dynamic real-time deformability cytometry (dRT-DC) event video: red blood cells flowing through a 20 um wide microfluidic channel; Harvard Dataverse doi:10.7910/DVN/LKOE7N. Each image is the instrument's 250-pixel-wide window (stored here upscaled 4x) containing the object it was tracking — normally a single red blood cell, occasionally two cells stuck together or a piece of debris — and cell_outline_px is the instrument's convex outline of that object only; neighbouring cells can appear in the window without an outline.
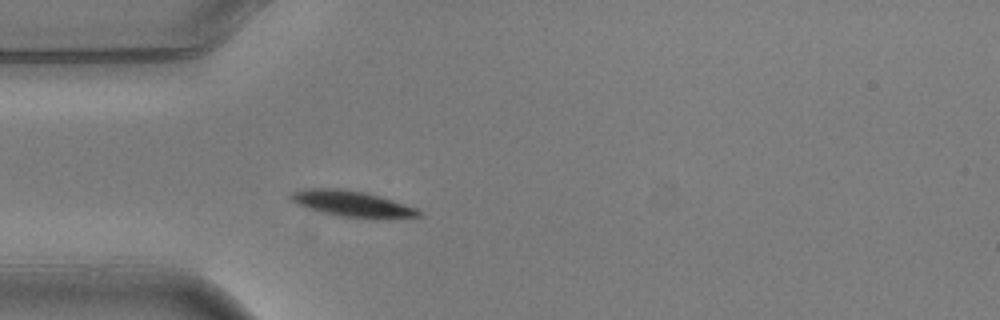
{"species": "common noctule bat (a hibernating species)", "species_latin": "Nyctalus noctula", "temperature_condition": "warm", "stored_images_in_passage": 1, "camera_frame_rate_fps": 3000, "um_per_image_px": 0.085, "animal": {"sex": "male", "body_mass_g": 20.5, "forearm_length_mm": 52.5}, "frame": {"image": 1, "passage_image": 1, "time_ms": 0.0, "image_size_px": [1000, 320], "cell_outline_px": [[424, 212], [420, 216], [368, 220], [340, 216], [320, 212], [296, 204], [288, 196], [292, 192], [308, 188], [340, 188], [364, 192], [380, 196], [416, 208]], "centroid_in_image_um": [29.94, 17.34], "position_along_channel_um": 55.1, "area_um2": 19.65}}